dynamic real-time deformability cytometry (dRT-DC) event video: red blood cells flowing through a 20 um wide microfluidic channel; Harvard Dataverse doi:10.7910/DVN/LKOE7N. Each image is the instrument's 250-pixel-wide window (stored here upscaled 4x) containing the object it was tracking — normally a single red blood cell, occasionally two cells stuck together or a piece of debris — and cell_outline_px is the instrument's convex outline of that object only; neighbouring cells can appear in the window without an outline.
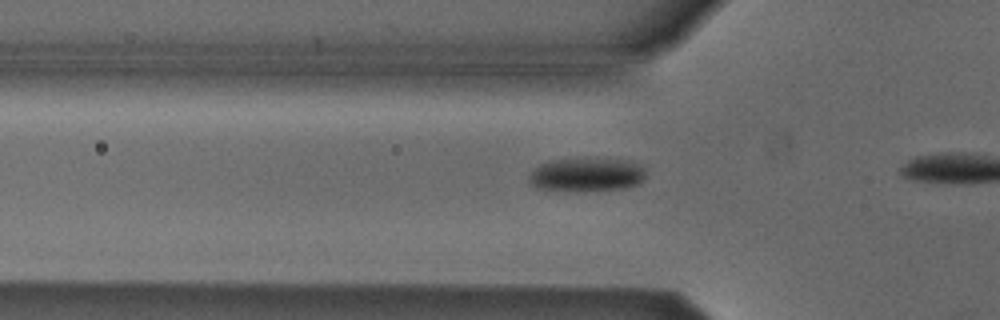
{"species": "Egyptian fruit bat (a non-hibernating species)", "species_latin": "Rousettus aegyptiacus", "temperature_condition": "cold", "stored_images_in_passage": 13, "camera_frame_rate_fps": 3000, "um_per_image_px": 0.085, "animal": {"sex": "male"}, "frame": {"image": 1, "passage_image": 8, "time_ms": 2.333, "image_size_px": [1000, 320], "cell_outline_px": [[644, 180], [640, 184], [624, 188], [584, 192], [536, 188], [528, 184], [528, 176], [540, 164], [552, 160], [628, 160], [640, 164], [644, 168]], "centroid_in_image_um": [49.86, 14.89], "position_along_channel_um": 75.9, "area_um2": 22.83}}